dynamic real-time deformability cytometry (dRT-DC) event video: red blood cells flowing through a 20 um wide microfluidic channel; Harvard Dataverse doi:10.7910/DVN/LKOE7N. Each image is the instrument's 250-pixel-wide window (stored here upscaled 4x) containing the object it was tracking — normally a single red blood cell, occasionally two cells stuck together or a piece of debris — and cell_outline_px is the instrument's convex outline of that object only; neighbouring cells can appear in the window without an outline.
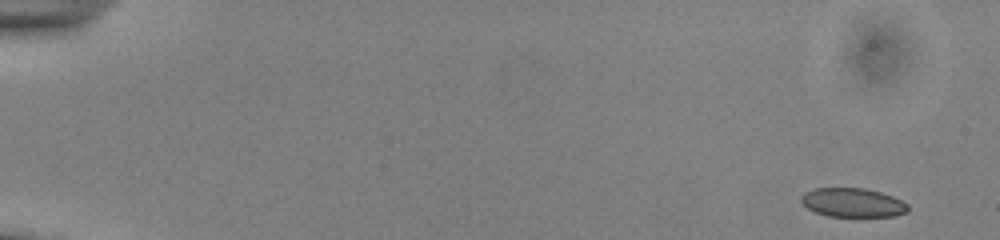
{"species": "common noctule bat (a hibernating species)", "species_latin": "Nyctalus noctula", "temperature_condition": "cold", "stored_images_in_passage": 52, "camera_frame_rate_fps": 3000, "um_per_image_px": 0.085, "animal": {"sex": "male", "body_mass_g": 13.0, "forearm_length_mm": 53.1}, "frame": {"image": 1, "passage_image": 1, "time_ms": 0.0, "image_size_px": [1000, 240], "cell_outline_px": [[908, 212], [896, 216], [828, 216], [816, 212], [808, 208], [800, 200], [800, 196], [804, 192], [812, 188], [864, 188], [880, 192], [892, 196], [908, 204]], "centroid_in_image_um": [72.47, 17.21], "position_along_channel_um": 12.5, "area_um2": 18.03}}
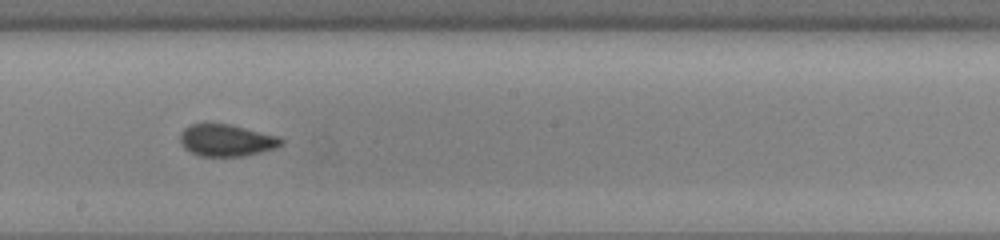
{"frame": {"image": 2, "passage_image": 30, "time_ms": 9.667, "image_size_px": [1000, 240], "cell_outline_px": [[284, 144], [276, 148], [244, 156], [200, 156], [184, 148], [180, 140], [180, 132], [184, 128], [192, 124], [228, 124], [280, 136], [284, 140]], "centroid_in_image_um": [19.28, 11.93], "position_along_channel_um": 228.9, "area_um2": 18.79}}
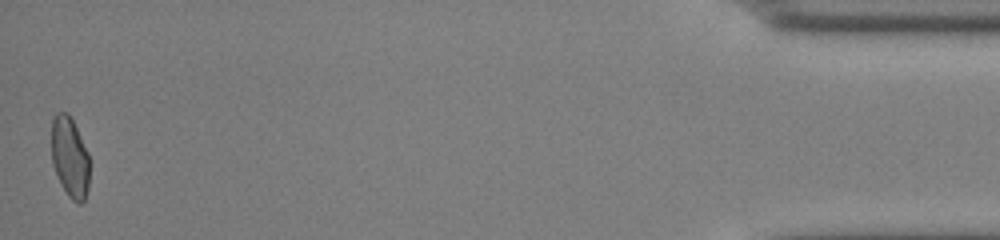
{"frame": {"image": 3, "passage_image": 52, "time_ms": 17.0, "image_size_px": [1000, 240], "cell_outline_px": [[88, 188], [84, 200], [80, 204], [72, 200], [68, 196], [52, 164], [52, 120], [56, 112], [68, 112], [88, 152]], "centroid_in_image_um": [5.93, 13.35], "position_along_channel_um": 429.3, "area_um2": 17.51}, "authors_computed_cell_mechanics": {"area_um2": 18.785, "velocity_mm_per_s": 3.8688, "shape_relaxation_time_tau1_ms": 4.7691, "shape_relaxation_time_tau2_ms": 1.1705, "deformation_change_tau1": 0.0936, "deformation_change_tau2": 0.0431}}